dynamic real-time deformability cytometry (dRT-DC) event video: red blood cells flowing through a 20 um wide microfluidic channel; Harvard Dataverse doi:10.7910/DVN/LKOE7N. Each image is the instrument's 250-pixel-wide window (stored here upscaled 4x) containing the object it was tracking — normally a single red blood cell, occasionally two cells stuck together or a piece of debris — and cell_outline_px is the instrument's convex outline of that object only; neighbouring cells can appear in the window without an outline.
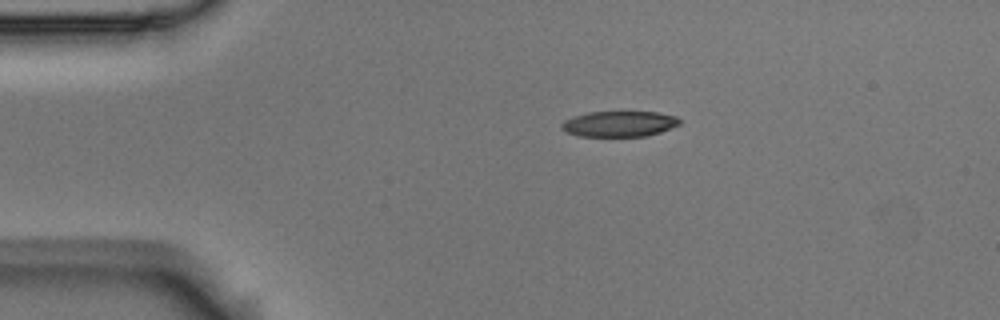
{"species": "Egyptian fruit bat (a non-hibernating species)", "species_latin": "Rousettus aegyptiacus", "temperature_condition": "room temperature", "stored_images_in_passage": 5, "camera_frame_rate_fps": 3000, "um_per_image_px": 0.085, "animal": {"sex": "male"}, "frame": {"image": 1, "passage_image": 5, "time_ms": 1.333, "image_size_px": [1000, 320], "cell_outline_px": [[680, 124], [660, 132], [644, 136], [580, 136], [568, 132], [560, 128], [560, 124], [564, 120], [572, 116], [588, 112], [656, 112], [676, 116], [680, 120]], "centroid_in_image_um": [52.61, 10.52], "position_along_channel_um": 32.4, "area_um2": 17.57}}